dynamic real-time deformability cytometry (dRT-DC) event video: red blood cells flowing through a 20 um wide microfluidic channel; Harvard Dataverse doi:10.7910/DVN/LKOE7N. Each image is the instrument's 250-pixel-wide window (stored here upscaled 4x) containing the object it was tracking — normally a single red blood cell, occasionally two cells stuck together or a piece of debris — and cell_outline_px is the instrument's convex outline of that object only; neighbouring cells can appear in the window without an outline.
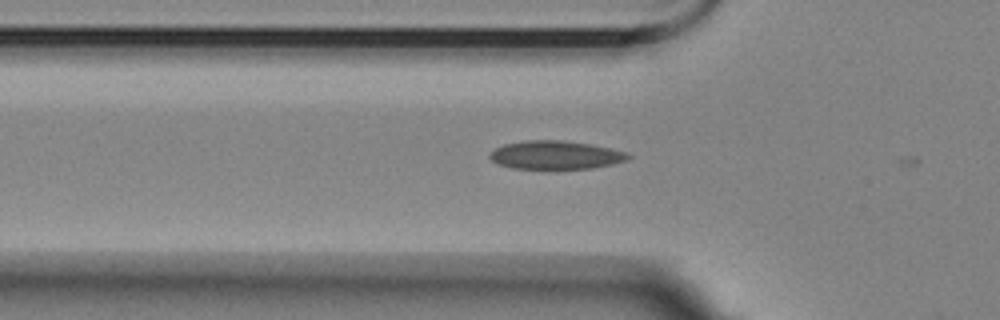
{"species": "Egyptian fruit bat (a non-hibernating species)", "species_latin": "Rousettus aegyptiacus", "temperature_condition": "room temperature", "stored_images_in_passage": 4, "camera_frame_rate_fps": 3000, "um_per_image_px": 0.085, "animal": {"sex": "female"}, "frame": {"image": 1, "passage_image": 3, "time_ms": 0.667, "image_size_px": [1000, 320], "cell_outline_px": [[632, 156], [628, 160], [612, 164], [592, 168], [512, 168], [496, 164], [488, 156], [496, 148], [504, 144], [524, 140], [564, 140], [588, 144], [628, 152]], "centroid_in_image_um": [47.22, 13.17], "position_along_channel_um": 78.6, "area_um2": 22.77}}